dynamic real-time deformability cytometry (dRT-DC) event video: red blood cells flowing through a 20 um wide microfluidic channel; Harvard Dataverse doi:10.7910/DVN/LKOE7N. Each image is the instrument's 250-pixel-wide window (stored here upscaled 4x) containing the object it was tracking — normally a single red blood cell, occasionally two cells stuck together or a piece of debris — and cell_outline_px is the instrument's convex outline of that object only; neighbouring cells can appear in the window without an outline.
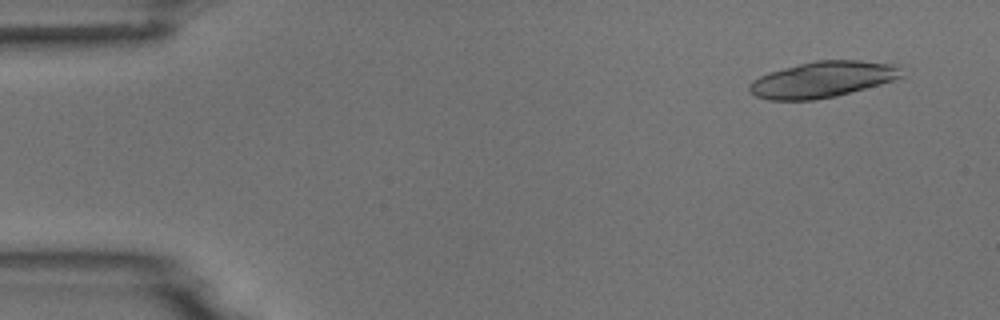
{"species": "common noctule bat (a hibernating species)", "species_latin": "Nyctalus noctula", "temperature_condition": "room temperature", "stored_images_in_passage": 7, "camera_frame_rate_fps": 3000, "um_per_image_px": 0.085, "animal": {"sex": "male", "body_mass_g": 18.8}, "frame": {"image": 1, "passage_image": 1, "time_ms": 0.0, "image_size_px": [1000, 320], "cell_outline_px": [[904, 76], [880, 84], [836, 96], [816, 100], [768, 100], [756, 96], [748, 88], [748, 84], [752, 80], [768, 72], [816, 60], [860, 60], [900, 64]], "centroid_in_image_um": [69.94, 6.75], "position_along_channel_um": 15.1, "area_um2": 32.08}}
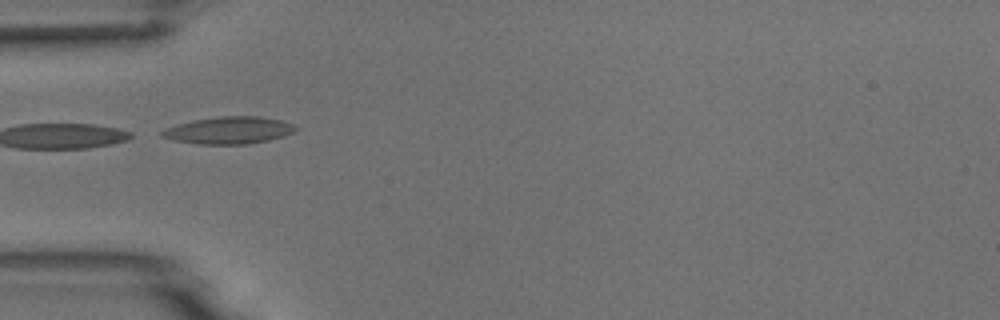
{"frame": {"image": 2, "passage_image": 5, "time_ms": 4.333, "image_size_px": [1000, 320], "cell_outline_px": [[300, 128], [284, 136], [268, 140], [248, 144], [196, 144], [172, 140], [160, 136], [160, 132], [164, 128], [176, 124], [196, 120], [220, 116], [260, 116], [280, 120], [292, 124]], "centroid_in_image_um": [19.43, 11.08], "position_along_channel_um": 65.6, "area_um2": 21.21}}